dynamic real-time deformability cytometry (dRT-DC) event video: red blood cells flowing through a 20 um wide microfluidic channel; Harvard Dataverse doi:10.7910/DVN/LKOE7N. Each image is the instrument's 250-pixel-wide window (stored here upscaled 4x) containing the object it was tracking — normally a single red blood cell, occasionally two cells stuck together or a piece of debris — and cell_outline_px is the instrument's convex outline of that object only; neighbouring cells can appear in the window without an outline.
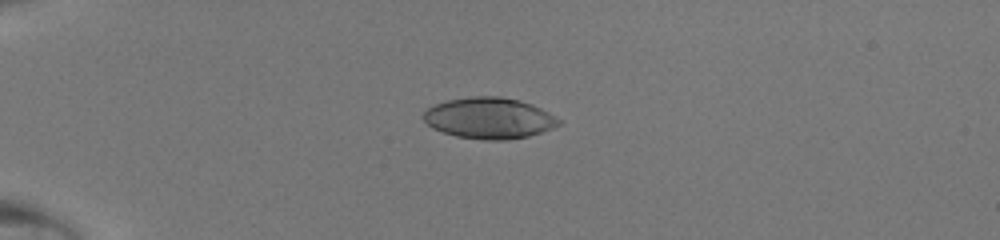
{"species": "human", "species_latin": "Homo sapiens", "temperature_condition": "room temperature", "stored_images_in_passage": 35, "camera_frame_rate_fps": 3000, "um_per_image_px": 0.085, "donor": {"sex": "male"}, "frame": {"image": 1, "passage_image": 1, "time_ms": 0.0, "image_size_px": [1000, 240], "cell_outline_px": [[560, 124], [552, 128], [528, 136], [508, 140], [484, 140], [456, 136], [432, 128], [424, 120], [424, 112], [428, 108], [436, 104], [448, 100], [472, 96], [500, 96], [520, 100], [532, 104], [548, 112], [560, 120]], "centroid_in_image_um": [41.58, 10.04], "position_along_channel_um": 43.4, "area_um2": 32.25}}
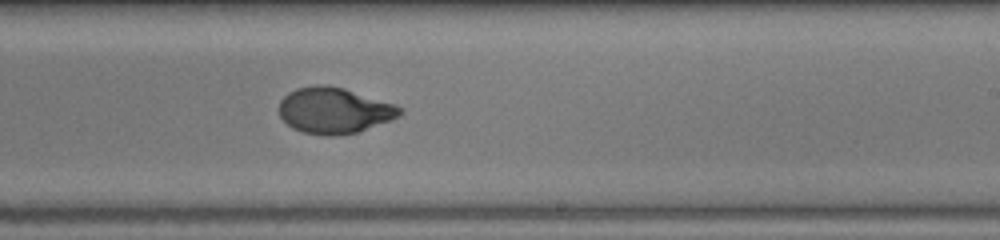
{"frame": {"image": 2, "passage_image": 19, "time_ms": 6.0, "image_size_px": [1000, 240], "cell_outline_px": [[404, 112], [400, 116], [392, 120], [356, 132], [336, 136], [328, 136], [304, 132], [292, 128], [280, 116], [280, 100], [288, 92], [296, 88], [316, 84], [328, 84], [344, 88], [396, 104], [404, 108]], "centroid_in_image_um": [28.44, 9.37], "position_along_channel_um": 260.6, "area_um2": 32.6}}
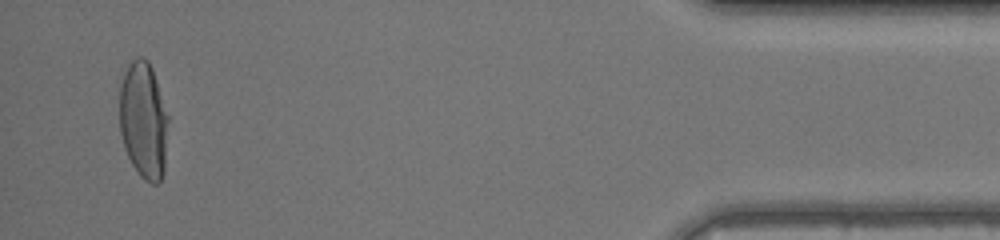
{"frame": {"image": 3, "passage_image": 34, "time_ms": 11.0, "image_size_px": [1000, 240], "cell_outline_px": [[168, 120], [164, 172], [160, 180], [156, 184], [152, 184], [144, 180], [140, 176], [132, 164], [124, 148], [120, 132], [120, 84], [124, 72], [128, 64], [136, 56], [140, 56], [148, 60], [152, 68], [168, 116]], "centroid_in_image_um": [12.19, 10.22], "position_along_channel_um": 423.0, "area_um2": 33.29}}